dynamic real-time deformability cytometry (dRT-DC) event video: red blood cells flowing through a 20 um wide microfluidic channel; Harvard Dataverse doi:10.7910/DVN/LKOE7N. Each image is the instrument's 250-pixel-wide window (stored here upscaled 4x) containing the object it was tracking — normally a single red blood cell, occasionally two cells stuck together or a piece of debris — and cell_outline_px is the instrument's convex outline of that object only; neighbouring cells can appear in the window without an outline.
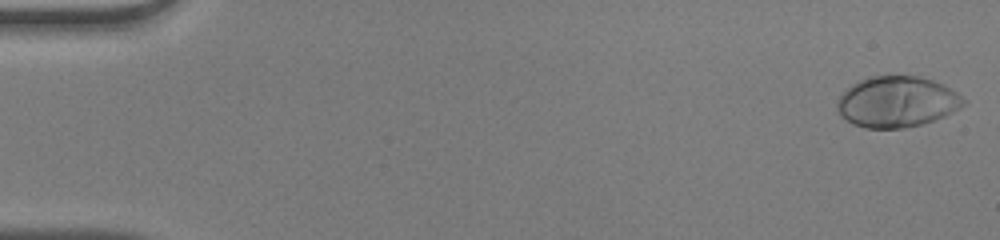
{"species": "human", "species_latin": "Homo sapiens", "temperature_condition": "warm", "stored_images_in_passage": 13, "camera_frame_rate_fps": 3000, "um_per_image_px": 0.085, "donor": {"sex": "male"}, "frame": {"image": 1, "passage_image": 1, "time_ms": 0.0, "image_size_px": [1000, 240], "cell_outline_px": [[968, 100], [960, 108], [944, 116], [920, 124], [900, 128], [864, 128], [852, 124], [844, 120], [840, 116], [836, 108], [836, 100], [852, 84], [868, 76], [920, 76], [944, 84]], "centroid_in_image_um": [76.21, 8.65], "position_along_channel_um": 8.8, "area_um2": 37.63}}